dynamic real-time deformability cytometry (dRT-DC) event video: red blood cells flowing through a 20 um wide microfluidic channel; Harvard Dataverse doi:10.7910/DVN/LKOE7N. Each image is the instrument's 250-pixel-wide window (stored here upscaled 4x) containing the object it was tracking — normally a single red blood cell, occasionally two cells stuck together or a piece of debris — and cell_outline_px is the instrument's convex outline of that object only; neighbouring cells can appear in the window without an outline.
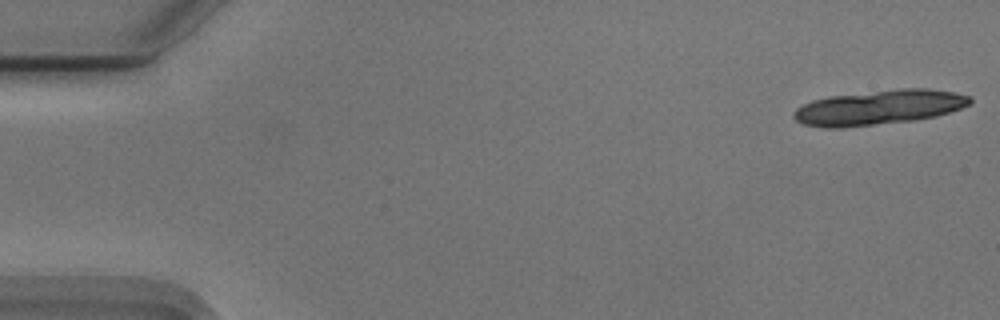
{"species": "Egyptian fruit bat (a non-hibernating species)", "species_latin": "Rousettus aegyptiacus", "temperature_condition": "cold", "stored_images_in_passage": 20, "segment_of_instrument_passage": [1, 2], "camera_frame_rate_fps": 3000, "um_per_image_px": 0.085, "animal": {"sex": "male"}, "frame": {"image": 1, "passage_image": 1, "time_ms": 0.0, "image_size_px": [1000, 320], "cell_outline_px": [[972, 104], [936, 116], [916, 120], [840, 128], [824, 128], [804, 124], [796, 120], [792, 116], [792, 112], [796, 108], [812, 100], [832, 96], [900, 88], [928, 88], [952, 92], [972, 96]], "centroid_in_image_um": [74.72, 9.13], "position_along_channel_um": 10.3, "area_um2": 35.66}}